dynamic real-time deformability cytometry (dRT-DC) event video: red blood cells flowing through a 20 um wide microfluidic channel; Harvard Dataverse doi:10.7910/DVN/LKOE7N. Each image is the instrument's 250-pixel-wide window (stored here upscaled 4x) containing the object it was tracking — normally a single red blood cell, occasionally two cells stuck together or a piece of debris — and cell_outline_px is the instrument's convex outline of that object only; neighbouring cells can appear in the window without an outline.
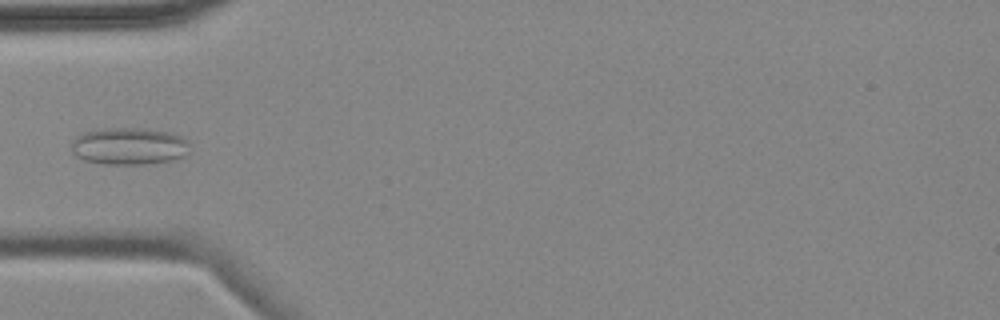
{"species": "common noctule bat (a hibernating species)", "species_latin": "Nyctalus noctula", "temperature_condition": "cold", "stored_images_in_passage": 6, "camera_frame_rate_fps": 3000, "um_per_image_px": 0.085, "animal": {"sex": "female", "body_mass_g": 18.4}, "frame": {"image": 1, "passage_image": 6, "time_ms": 5.667, "image_size_px": [1000, 320], "cell_outline_px": [[188, 152], [184, 156], [172, 160], [144, 164], [104, 164], [84, 160], [76, 156], [72, 152], [72, 140], [76, 136], [84, 132], [104, 128], [148, 128], [168, 132], [180, 136], [188, 140]], "centroid_in_image_um": [10.96, 12.42], "position_along_channel_um": 74.0, "area_um2": 25.72}}